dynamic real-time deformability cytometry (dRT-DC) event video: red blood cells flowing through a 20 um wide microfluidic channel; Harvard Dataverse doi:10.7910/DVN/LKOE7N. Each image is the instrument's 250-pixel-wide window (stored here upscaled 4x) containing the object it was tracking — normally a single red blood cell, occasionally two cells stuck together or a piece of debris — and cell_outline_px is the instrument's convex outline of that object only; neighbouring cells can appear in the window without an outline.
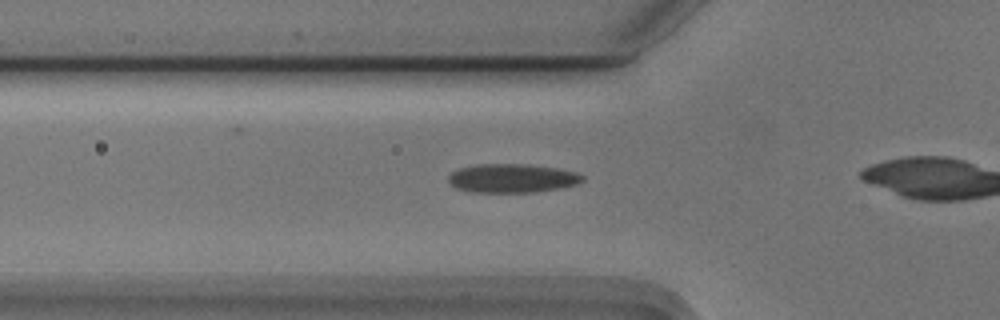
{"species": "Egyptian fruit bat (a non-hibernating species)", "species_latin": "Rousettus aegyptiacus", "temperature_condition": "cold", "stored_images_in_passage": 19, "camera_frame_rate_fps": 3000, "um_per_image_px": 0.085, "animal": {"sex": "male"}, "frame": {"image": 1, "passage_image": 7, "time_ms": 2.0, "image_size_px": [1000, 320], "cell_outline_px": [[584, 180], [580, 184], [560, 188], [536, 192], [472, 192], [456, 188], [448, 180], [448, 176], [452, 172], [460, 168], [476, 164], [528, 164], [556, 168], [576, 172], [584, 176]], "centroid_in_image_um": [43.56, 15.15], "position_along_channel_um": 82.2, "area_um2": 22.6}}
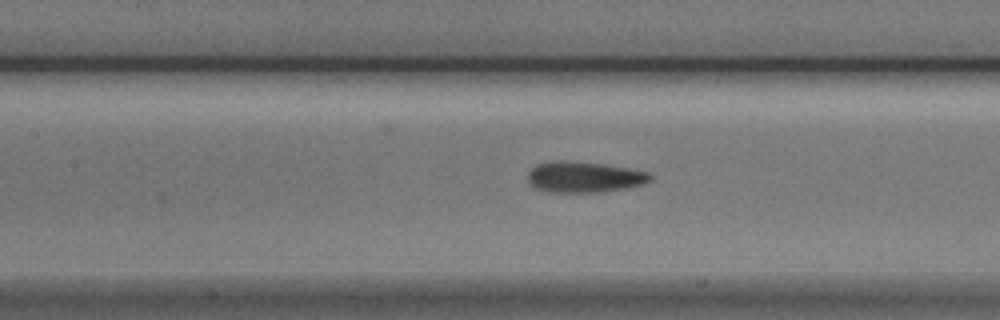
{"frame": {"image": 2, "passage_image": 13, "time_ms": 4.0, "image_size_px": [1000, 320], "cell_outline_px": [[652, 180], [644, 184], [628, 188], [604, 192], [548, 192], [532, 188], [528, 184], [528, 172], [536, 164], [552, 160], [564, 160], [600, 164], [648, 172], [652, 176]], "centroid_in_image_um": [49.6, 15.06], "position_along_channel_um": 157.8, "area_um2": 22.25}}
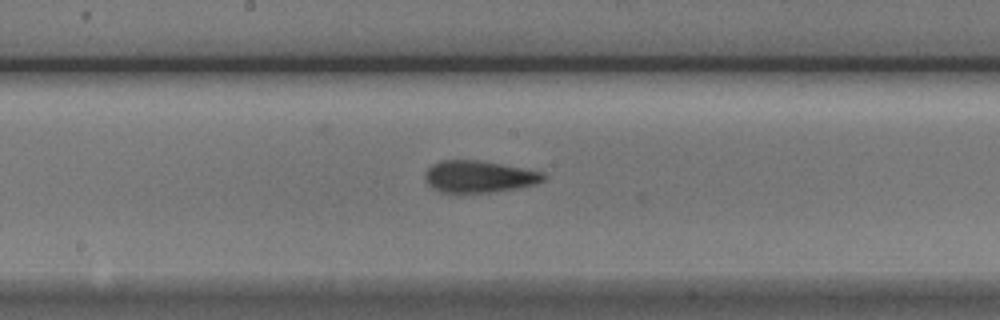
{"frame": {"image": 3, "passage_image": 17, "time_ms": 5.333, "image_size_px": [1000, 320], "cell_outline_px": [[548, 176], [544, 180], [536, 184], [520, 188], [492, 192], [440, 192], [428, 184], [424, 176], [428, 168], [432, 164], [444, 160], [480, 160], [544, 172]], "centroid_in_image_um": [40.76, 15.01], "position_along_channel_um": 207.4, "area_um2": 22.02}}